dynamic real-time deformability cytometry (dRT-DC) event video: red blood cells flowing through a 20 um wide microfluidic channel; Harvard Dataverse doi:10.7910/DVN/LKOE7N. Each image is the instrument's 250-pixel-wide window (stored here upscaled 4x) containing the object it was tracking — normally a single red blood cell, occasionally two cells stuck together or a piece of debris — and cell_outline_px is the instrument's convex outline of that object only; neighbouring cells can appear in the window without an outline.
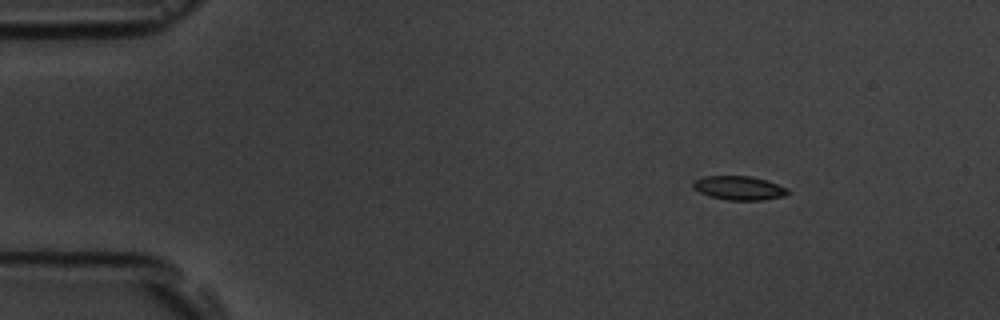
{"species": "common noctule bat (a hibernating species)", "species_latin": "Nyctalus noctula", "temperature_condition": "room temperature", "stored_images_in_passage": 47, "camera_frame_rate_fps": 3000, "um_per_image_px": 0.085, "animal": {"sex": "male", "body_mass_g": 19.5, "forearm_length_mm": 54.6}, "frame": {"image": 1, "passage_image": 1, "time_ms": 0.0, "image_size_px": [1000, 320], "cell_outline_px": [[788, 192], [784, 196], [764, 200], [724, 200], [700, 192], [692, 188], [692, 184], [696, 180], [704, 176], [748, 176], [764, 180], [788, 188]], "centroid_in_image_um": [62.8, 15.99], "position_along_channel_um": 22.2, "area_um2": 13.01}}
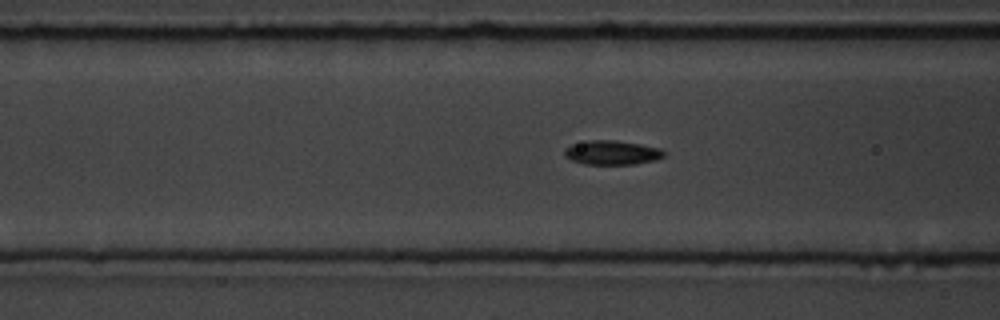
{"frame": {"image": 2, "passage_image": 15, "time_ms": 4.667, "image_size_px": [1000, 320], "cell_outline_px": [[668, 152], [664, 156], [656, 160], [636, 164], [584, 164], [572, 160], [564, 156], [564, 148], [572, 144], [588, 140], [616, 140], [640, 144], [660, 148]], "centroid_in_image_um": [52.04, 12.97], "position_along_channel_um": 114.6, "area_um2": 14.22}}
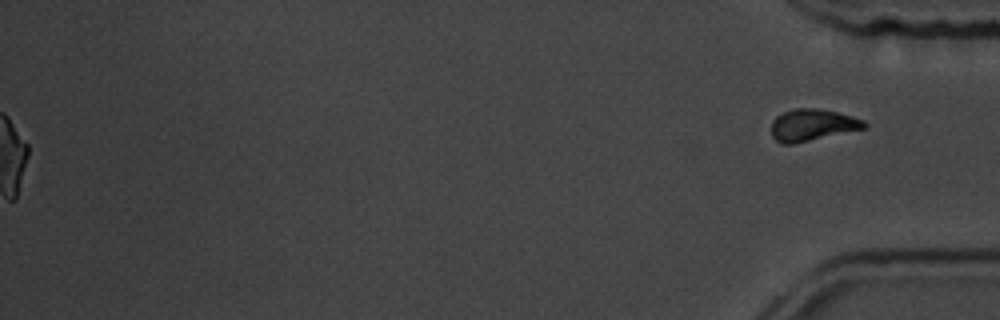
{"frame": {"image": 3, "passage_image": 47, "time_ms": 15.333, "image_size_px": [1000, 320], "cell_outline_px": [[868, 128], [792, 144], [780, 144], [772, 136], [772, 120], [776, 116], [784, 112], [796, 108], [820, 108], [852, 116], [864, 120], [868, 124]], "centroid_in_image_um": [69.07, 10.62], "position_along_channel_um": 366.1, "area_um2": 17.34}, "authors_computed_cell_mechanics": {"area_um2": 13.7564, "velocity_mm_per_s": 3.7236, "shape_relaxation_time_tau1_ms": 3.0688, "shape_relaxation_time_tau2_ms": 10.3317, "deformation_change_tau1": 0.1371, "deformation_change_tau2": 0.1478}}